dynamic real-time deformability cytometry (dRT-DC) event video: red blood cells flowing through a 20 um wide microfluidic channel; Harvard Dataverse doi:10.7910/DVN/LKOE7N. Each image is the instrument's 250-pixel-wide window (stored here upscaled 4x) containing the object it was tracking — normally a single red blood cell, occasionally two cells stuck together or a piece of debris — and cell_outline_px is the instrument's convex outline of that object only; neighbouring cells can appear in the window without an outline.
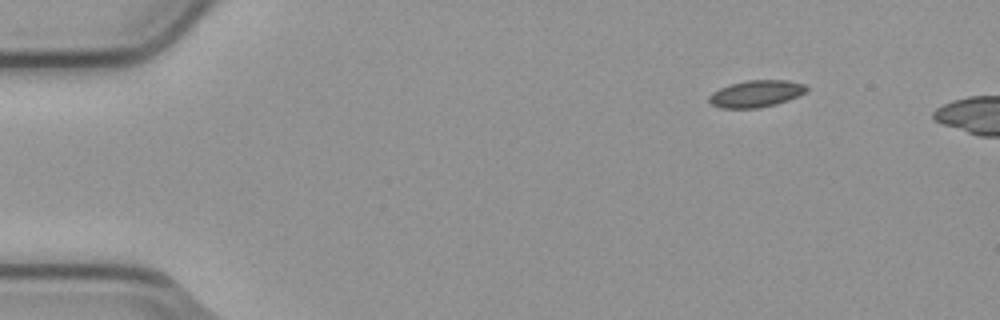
{"species": "common noctule bat (a hibernating species)", "species_latin": "Nyctalus noctula", "temperature_condition": "cold", "stored_images_in_passage": 5, "camera_frame_rate_fps": 3000, "um_per_image_px": 0.085, "animal": {"sex": "male", "body_mass_g": 23.1, "forearm_length_mm": 52.7}, "frame": {"image": 1, "passage_image": 1, "time_ms": 0.0, "image_size_px": [1000, 320], "cell_outline_px": [[808, 88], [804, 92], [788, 100], [776, 104], [756, 108], [720, 108], [712, 104], [708, 100], [708, 96], [712, 92], [728, 84], [744, 80], [788, 80], [804, 84]], "centroid_in_image_um": [64.22, 7.95], "position_along_channel_um": 20.8, "area_um2": 15.26}}